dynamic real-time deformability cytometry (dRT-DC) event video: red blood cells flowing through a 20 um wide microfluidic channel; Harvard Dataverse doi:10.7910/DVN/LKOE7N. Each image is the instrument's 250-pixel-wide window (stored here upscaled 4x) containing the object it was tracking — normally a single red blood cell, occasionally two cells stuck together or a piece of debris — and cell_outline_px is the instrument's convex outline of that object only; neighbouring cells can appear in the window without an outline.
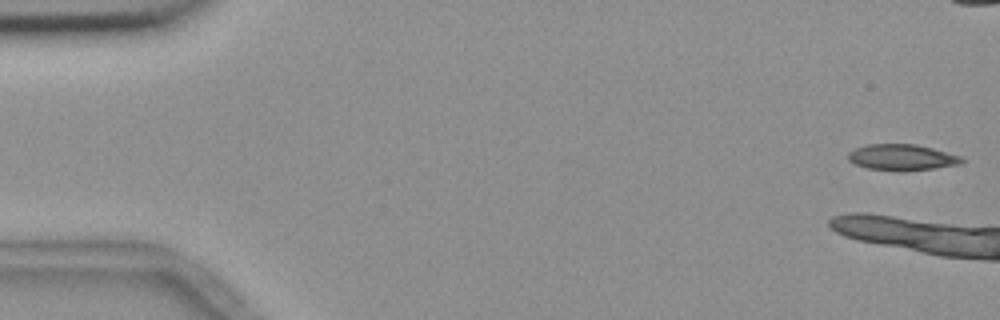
{"species": "common noctule bat (a hibernating species)", "species_latin": "Nyctalus noctula", "temperature_condition": "room temperature", "stored_images_in_passage": 6, "camera_frame_rate_fps": 3000, "um_per_image_px": 0.085, "animal": {"sex": "female", "body_mass_g": 18.4}, "frame": {"image": 1, "passage_image": 1, "time_ms": 0.0, "image_size_px": [1000, 320], "cell_outline_px": [[964, 160], [960, 164], [936, 168], [904, 172], [896, 172], [868, 168], [856, 164], [848, 160], [848, 152], [864, 144], [916, 144], [932, 148], [960, 156]], "centroid_in_image_um": [76.64, 13.39], "position_along_channel_um": 8.4, "area_um2": 17.46}}